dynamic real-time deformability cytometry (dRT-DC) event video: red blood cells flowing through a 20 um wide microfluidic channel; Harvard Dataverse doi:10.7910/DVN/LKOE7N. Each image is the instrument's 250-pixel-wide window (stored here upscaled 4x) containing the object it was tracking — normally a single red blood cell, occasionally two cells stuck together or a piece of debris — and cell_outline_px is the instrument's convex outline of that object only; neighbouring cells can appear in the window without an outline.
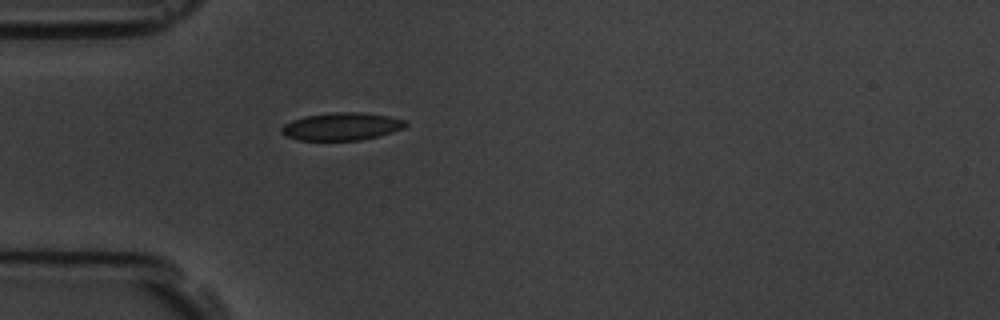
{"species": "common noctule bat (a hibernating species)", "species_latin": "Nyctalus noctula", "temperature_condition": "room temperature", "stored_images_in_passage": 41, "camera_frame_rate_fps": 3000, "um_per_image_px": 0.085, "animal": {"sex": "male", "body_mass_g": 19.5, "forearm_length_mm": 54.6}, "frame": {"image": 1, "passage_image": 1, "time_ms": 0.0, "image_size_px": [1000, 320], "cell_outline_px": [[408, 124], [404, 128], [392, 132], [360, 140], [300, 140], [284, 136], [280, 132], [280, 128], [284, 124], [292, 120], [304, 116], [336, 112], [364, 112], [388, 116], [408, 120]], "centroid_in_image_um": [29.04, 10.74], "position_along_channel_um": 56.0, "area_um2": 20.11}}
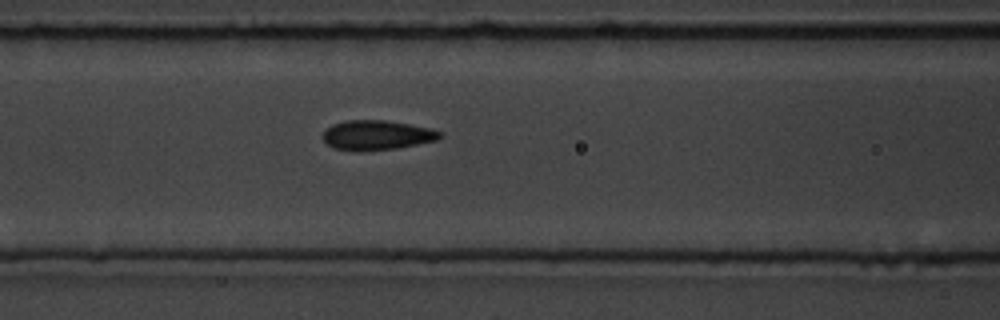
{"frame": {"image": 2, "passage_image": 8, "time_ms": 2.333, "image_size_px": [1000, 320], "cell_outline_px": [[440, 136], [436, 140], [396, 148], [356, 152], [332, 148], [320, 136], [332, 124], [348, 120], [388, 120], [432, 128], [440, 132]], "centroid_in_image_um": [31.98, 11.49], "position_along_channel_um": 134.6, "area_um2": 20.29}}
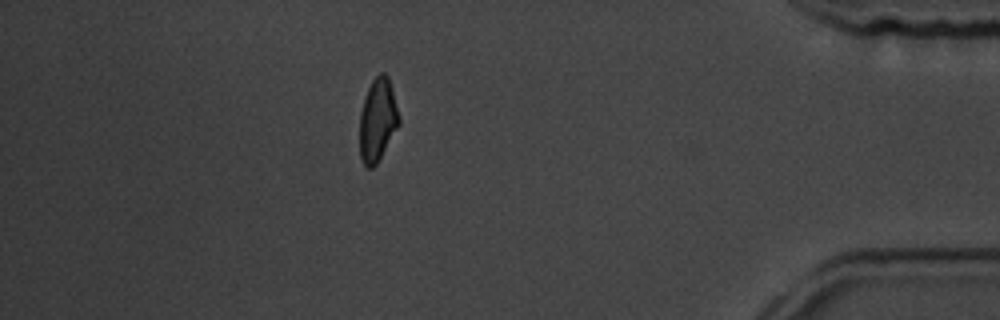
{"frame": {"image": 3, "passage_image": 34, "time_ms": 11.0, "image_size_px": [1000, 320], "cell_outline_px": [[400, 124], [376, 164], [372, 168], [368, 168], [364, 164], [360, 156], [360, 112], [368, 88], [372, 80], [380, 72], [384, 72], [388, 76], [392, 88], [400, 116]], "centroid_in_image_um": [32.11, 10.18], "position_along_channel_um": 403.1, "area_um2": 18.96}, "authors_computed_cell_mechanics": {"area_um2": 19.5942, "velocity_mm_per_s": 3.6103, "shape_relaxation_time_tau1_ms": 10.4473, "shape_relaxation_time_tau2_ms": 1.8261, "deformation_change_tau1": 0.1949, "deformation_change_tau2": 0.0627}}